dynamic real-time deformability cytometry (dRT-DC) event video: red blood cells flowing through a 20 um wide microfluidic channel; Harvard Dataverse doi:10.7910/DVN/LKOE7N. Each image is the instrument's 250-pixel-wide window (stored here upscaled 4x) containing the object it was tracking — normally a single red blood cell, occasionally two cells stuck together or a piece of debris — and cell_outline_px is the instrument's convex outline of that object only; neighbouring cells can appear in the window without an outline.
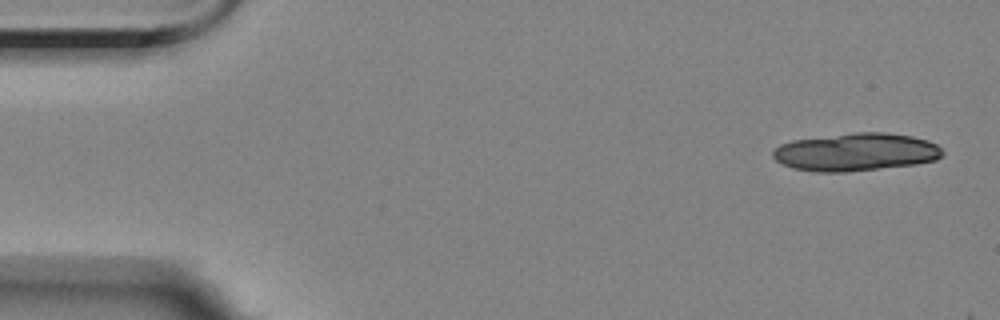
{"species": "Egyptian fruit bat (a non-hibernating species)", "species_latin": "Rousettus aegyptiacus", "temperature_condition": "room temperature", "stored_images_in_passage": 5, "camera_frame_rate_fps": 3000, "um_per_image_px": 0.085, "animal": {"sex": "female"}, "frame": {"image": 1, "passage_image": 1, "time_ms": 0.0, "image_size_px": [1000, 320], "cell_outline_px": [[944, 156], [936, 160], [916, 164], [844, 172], [812, 172], [792, 168], [776, 160], [772, 156], [772, 152], [780, 144], [792, 140], [856, 132], [884, 132], [912, 136], [928, 140], [936, 144], [944, 152]], "centroid_in_image_um": [72.76, 12.92], "position_along_channel_um": 12.2, "area_um2": 37.51}}